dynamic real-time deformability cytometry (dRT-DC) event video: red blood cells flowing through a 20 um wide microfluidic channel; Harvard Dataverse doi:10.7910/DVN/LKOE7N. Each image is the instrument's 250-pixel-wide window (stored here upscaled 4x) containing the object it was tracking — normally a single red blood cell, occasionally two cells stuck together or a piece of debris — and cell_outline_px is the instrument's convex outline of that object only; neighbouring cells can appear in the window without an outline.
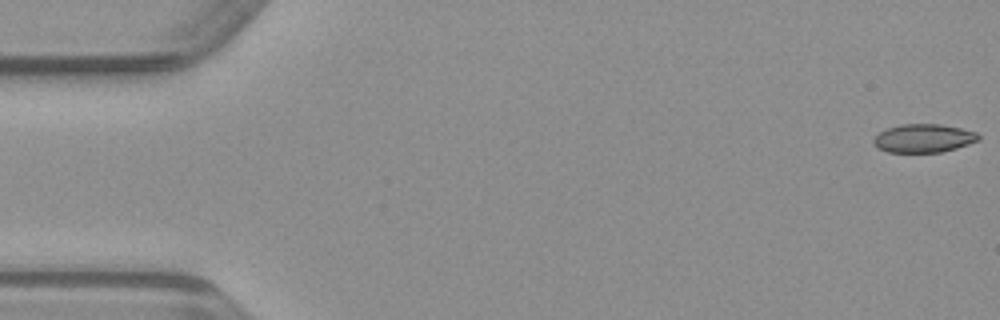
{"species": "common noctule bat (a hibernating species)", "species_latin": "Nyctalus noctula", "temperature_condition": "warm", "stored_images_in_passage": 50, "camera_frame_rate_fps": 3000, "um_per_image_px": 0.085, "animal": {"sex": "male", "body_mass_g": 23.1, "forearm_length_mm": 52.7}, "frame": {"image": 1, "passage_image": 1, "time_ms": 0.0, "image_size_px": [1000, 320], "cell_outline_px": [[980, 140], [956, 148], [940, 152], [888, 152], [880, 148], [872, 140], [880, 132], [888, 128], [900, 124], [940, 124], [960, 128], [976, 132], [980, 136]], "centroid_in_image_um": [78.53, 11.74], "position_along_channel_um": 6.5, "area_um2": 17.17}}
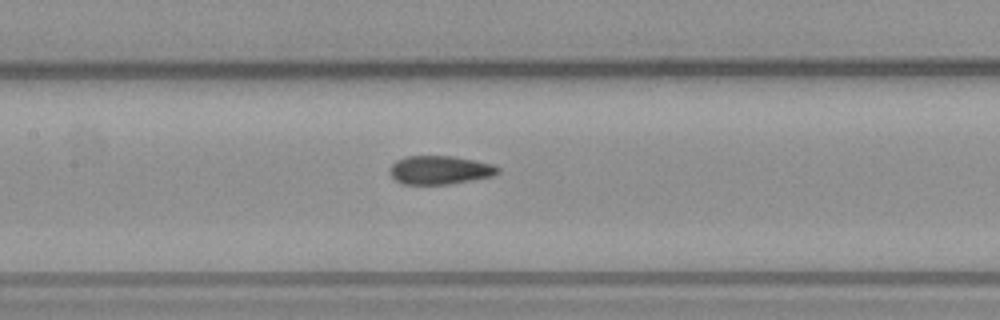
{"frame": {"image": 2, "passage_image": 23, "time_ms": 7.333, "image_size_px": [1000, 320], "cell_outline_px": [[500, 172], [492, 176], [448, 184], [400, 184], [392, 176], [392, 164], [396, 160], [408, 156], [452, 156], [476, 160], [492, 164], [500, 168]], "centroid_in_image_um": [37.42, 14.45], "position_along_channel_um": 170.0, "area_um2": 17.8}}
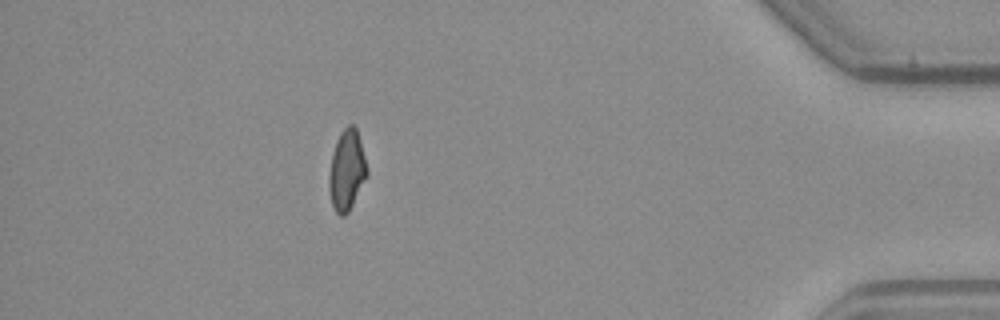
{"frame": {"image": 3, "passage_image": 44, "time_ms": 14.333, "image_size_px": [1000, 320], "cell_outline_px": [[368, 176], [348, 212], [344, 216], [340, 216], [336, 212], [332, 204], [328, 188], [328, 176], [332, 152], [336, 140], [340, 132], [348, 124], [352, 124], [356, 128], [368, 168]], "centroid_in_image_um": [29.47, 14.47], "position_along_channel_um": 405.7, "area_um2": 17.98}}